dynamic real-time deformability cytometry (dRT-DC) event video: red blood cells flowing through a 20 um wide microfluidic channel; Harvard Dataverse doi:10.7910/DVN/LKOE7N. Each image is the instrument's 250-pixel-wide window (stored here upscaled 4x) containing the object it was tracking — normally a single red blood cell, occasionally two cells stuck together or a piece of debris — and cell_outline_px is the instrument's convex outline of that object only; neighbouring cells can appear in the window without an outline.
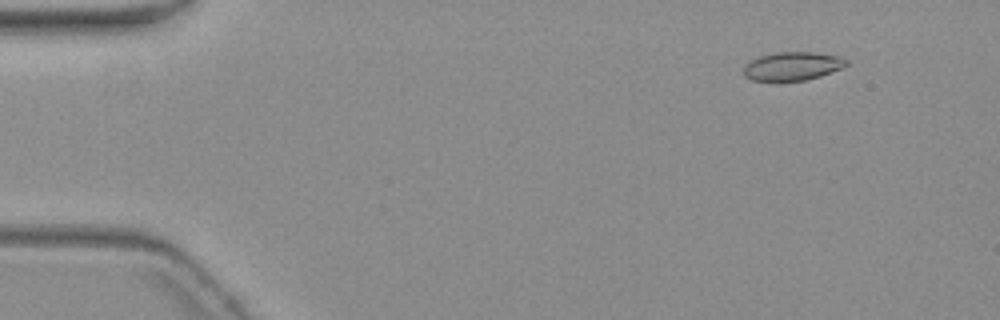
{"species": "common noctule bat (a hibernating species)", "species_latin": "Nyctalus noctula", "temperature_condition": "warm", "stored_images_in_passage": 4, "camera_frame_rate_fps": 3000, "um_per_image_px": 0.085, "animal": {"sex": "female", "body_mass_g": 19.3, "forearm_length_mm": 54.1}, "frame": {"image": 1, "passage_image": 2, "time_ms": 1.333, "image_size_px": [1000, 320], "cell_outline_px": [[848, 64], [840, 68], [820, 76], [804, 80], [752, 80], [744, 76], [744, 68], [752, 60], [760, 56], [772, 52], [816, 52], [840, 56], [848, 60]], "centroid_in_image_um": [67.38, 5.6], "position_along_channel_um": 17.6, "area_um2": 16.82}}